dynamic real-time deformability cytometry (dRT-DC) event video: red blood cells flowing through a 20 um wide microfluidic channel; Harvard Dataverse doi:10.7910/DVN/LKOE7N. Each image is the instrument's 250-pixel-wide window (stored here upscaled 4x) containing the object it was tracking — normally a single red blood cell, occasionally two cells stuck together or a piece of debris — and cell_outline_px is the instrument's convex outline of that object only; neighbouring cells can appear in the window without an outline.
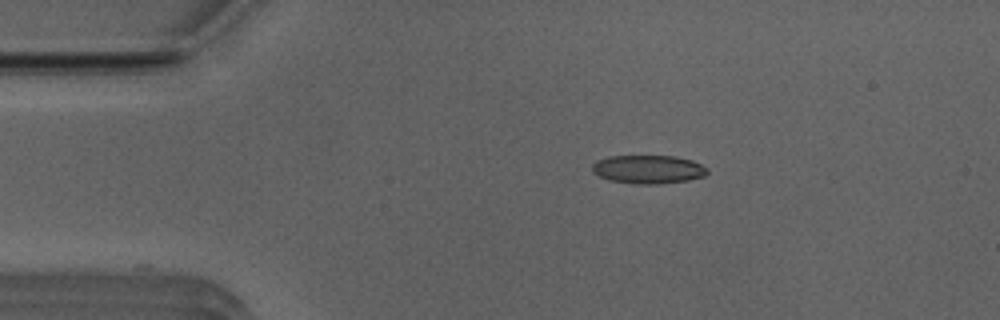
{"species": "Egyptian fruit bat (a non-hibernating species)", "species_latin": "Rousettus aegyptiacus", "temperature_condition": "room temperature", "stored_images_in_passage": 43, "camera_frame_rate_fps": 3000, "um_per_image_px": 0.085, "animal": {"sex": "male"}, "frame": {"image": 1, "passage_image": 1, "time_ms": 0.0, "image_size_px": [1000, 320], "cell_outline_px": [[708, 172], [704, 176], [688, 180], [660, 184], [632, 184], [608, 180], [592, 172], [592, 164], [596, 160], [608, 156], [676, 156], [692, 160], [708, 168]], "centroid_in_image_um": [55.08, 14.39], "position_along_channel_um": 29.9, "area_um2": 19.31}}
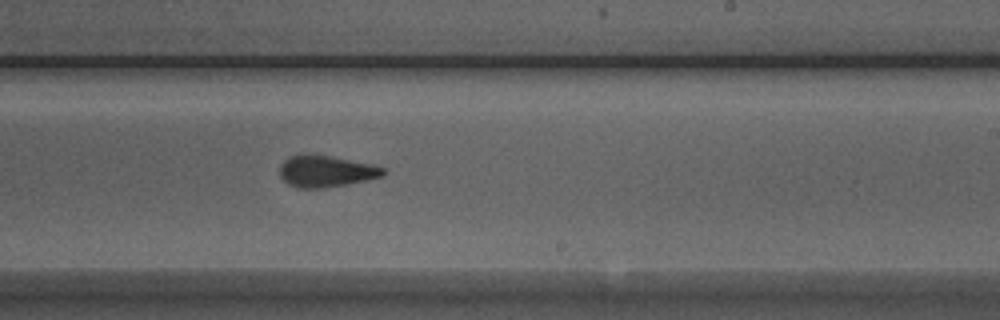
{"frame": {"image": 2, "passage_image": 22, "time_ms": 7.0, "image_size_px": [1000, 320], "cell_outline_px": [[388, 172], [384, 176], [368, 180], [348, 184], [324, 188], [296, 188], [288, 184], [280, 176], [280, 164], [288, 156], [300, 152], [332, 156], [372, 164], [384, 168]], "centroid_in_image_um": [27.7, 14.54], "position_along_channel_um": 261.3, "area_um2": 19.59}}
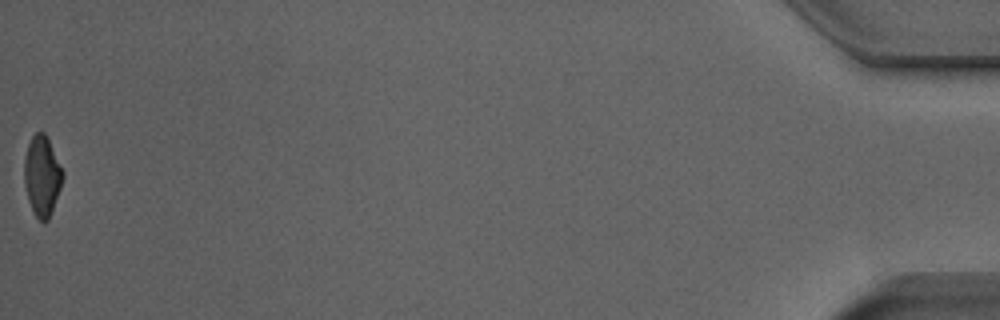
{"frame": {"image": 3, "passage_image": 43, "time_ms": 14.0, "image_size_px": [1000, 320], "cell_outline_px": [[64, 176], [52, 212], [48, 220], [40, 220], [36, 216], [28, 200], [24, 184], [24, 160], [28, 144], [32, 136], [36, 132], [44, 132], [64, 172]], "centroid_in_image_um": [3.57, 14.95], "position_along_channel_um": 431.6, "area_um2": 17.74}, "authors_computed_cell_mechanics": {"area_um2": 19.0162, "velocity_mm_per_s": 3.9696, "shape_relaxation_time_tau1_ms": 5.5442, "shape_relaxation_time_tau2_ms": 1.6428, "deformation_change_tau1": 0.1592, "deformation_change_tau2": 0.0889}}